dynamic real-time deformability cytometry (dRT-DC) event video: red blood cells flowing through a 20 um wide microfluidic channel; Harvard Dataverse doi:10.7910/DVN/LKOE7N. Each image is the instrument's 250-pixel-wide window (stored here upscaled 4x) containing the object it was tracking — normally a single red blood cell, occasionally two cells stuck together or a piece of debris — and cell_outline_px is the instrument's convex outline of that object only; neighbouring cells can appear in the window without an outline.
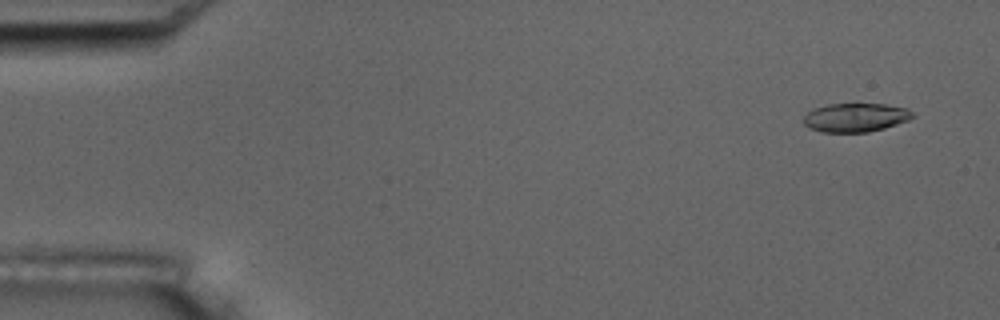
{"species": "common noctule bat (a hibernating species)", "species_latin": "Nyctalus noctula", "temperature_condition": "room temperature", "stored_images_in_passage": 56, "camera_frame_rate_fps": 3000, "um_per_image_px": 0.085, "animal": {"sex": "male", "body_mass_g": 17.5, "forearm_length_mm": 52.3}, "frame": {"image": 1, "passage_image": 4, "time_ms": 1.0, "image_size_px": [1000, 320], "cell_outline_px": [[916, 116], [908, 120], [884, 128], [868, 132], [820, 132], [808, 128], [804, 124], [804, 116], [808, 112], [816, 108], [828, 104], [856, 100], [884, 104], [908, 108]], "centroid_in_image_um": [72.73, 9.94], "position_along_channel_um": 12.3, "area_um2": 19.07}}
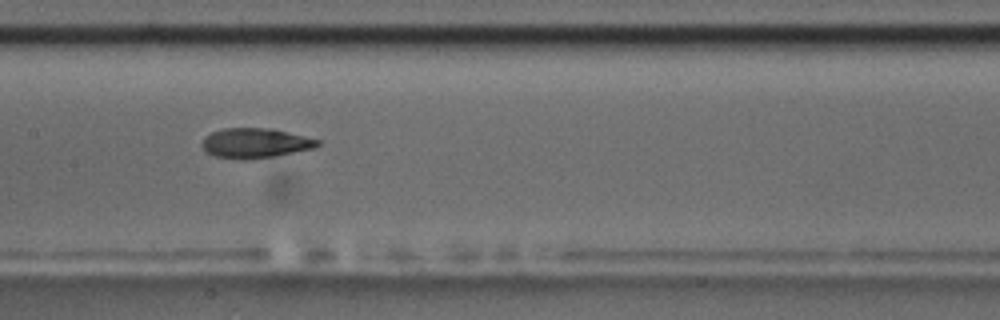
{"frame": {"image": 2, "passage_image": 28, "time_ms": 9.0, "image_size_px": [1000, 320], "cell_outline_px": [[320, 144], [316, 148], [272, 156], [216, 156], [208, 152], [200, 144], [204, 136], [212, 132], [224, 128], [272, 128], [320, 140]], "centroid_in_image_um": [21.73, 12.1], "position_along_channel_um": 185.7, "area_um2": 19.19}}
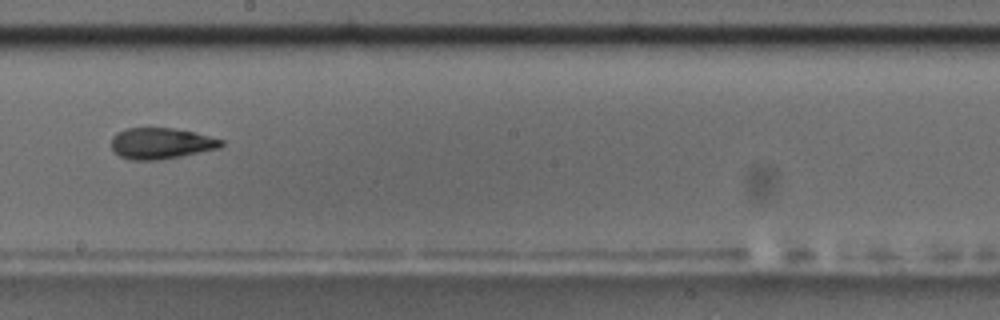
{"frame": {"image": 3, "passage_image": 32, "time_ms": 10.333, "image_size_px": [1000, 320], "cell_outline_px": [[224, 144], [220, 148], [160, 160], [128, 160], [112, 152], [112, 136], [116, 132], [124, 128], [172, 128], [192, 132], [224, 140]], "centroid_in_image_um": [13.64, 12.19], "position_along_channel_um": 234.6, "area_um2": 20.0}, "authors_computed_cell_mechanics": {"area_um2": 19.9988, "velocity_mm_per_s": 3.6783, "shape_relaxation_time_tau1_ms": 5.1172, "shape_relaxation_time_tau2_ms": 2.8185, "deformation_change_tau1": 0.1519, "deformation_change_tau2": 0.1062}}